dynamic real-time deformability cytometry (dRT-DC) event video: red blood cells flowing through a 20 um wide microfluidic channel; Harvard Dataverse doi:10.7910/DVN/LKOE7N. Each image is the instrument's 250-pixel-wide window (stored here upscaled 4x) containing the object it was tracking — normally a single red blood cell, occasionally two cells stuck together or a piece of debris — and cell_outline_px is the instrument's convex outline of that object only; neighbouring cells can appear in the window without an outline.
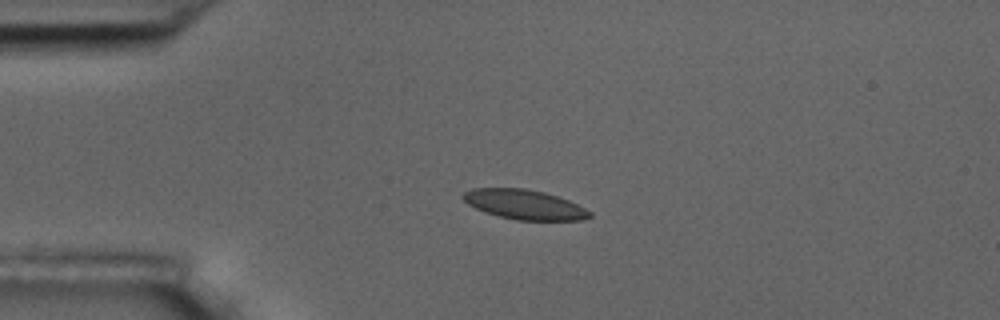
{"species": "common noctule bat (a hibernating species)", "species_latin": "Nyctalus noctula", "temperature_condition": "room temperature", "stored_images_in_passage": 4, "camera_frame_rate_fps": 3000, "um_per_image_px": 0.085, "animal": {"sex": "male", "body_mass_g": 17.5, "forearm_length_mm": 52.3}, "frame": {"image": 1, "passage_image": 2, "time_ms": 1.0, "image_size_px": [1000, 320], "cell_outline_px": [[592, 216], [580, 220], [516, 220], [484, 212], [468, 204], [460, 196], [464, 192], [472, 188], [524, 188], [544, 192], [568, 200], [592, 212]], "centroid_in_image_um": [44.55, 17.38], "position_along_channel_um": 40.5, "area_um2": 21.79}}